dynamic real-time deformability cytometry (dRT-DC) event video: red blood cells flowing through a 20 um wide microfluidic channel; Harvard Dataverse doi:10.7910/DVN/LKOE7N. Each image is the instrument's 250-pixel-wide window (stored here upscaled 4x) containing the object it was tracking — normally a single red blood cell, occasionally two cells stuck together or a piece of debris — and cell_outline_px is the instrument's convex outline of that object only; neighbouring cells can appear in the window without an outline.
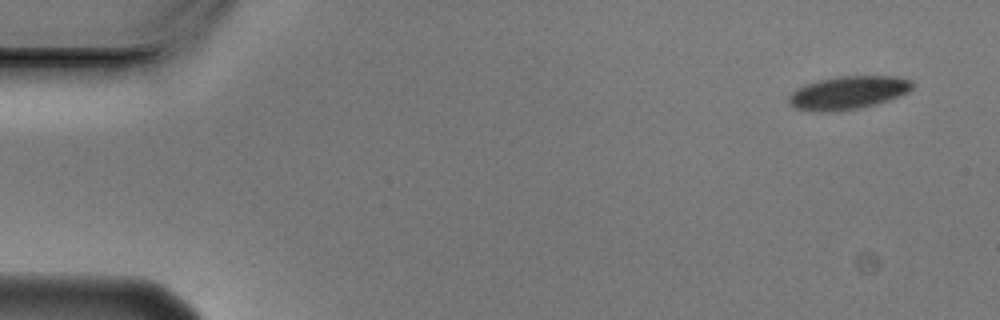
{"species": "Egyptian fruit bat (a non-hibernating species)", "species_latin": "Rousettus aegyptiacus", "temperature_condition": "cold", "stored_images_in_passage": 6, "camera_frame_rate_fps": 3000, "um_per_image_px": 0.085, "animal": {"sex": "male"}, "frame": {"image": 1, "passage_image": 1, "time_ms": 0.0, "image_size_px": [1000, 320], "cell_outline_px": [[912, 88], [908, 92], [888, 100], [876, 104], [860, 108], [836, 112], [812, 112], [792, 108], [788, 104], [788, 96], [796, 88], [804, 84], [820, 80], [840, 76], [896, 76], [912, 80]], "centroid_in_image_um": [72.03, 7.9], "position_along_channel_um": 13.0, "area_um2": 24.22}}
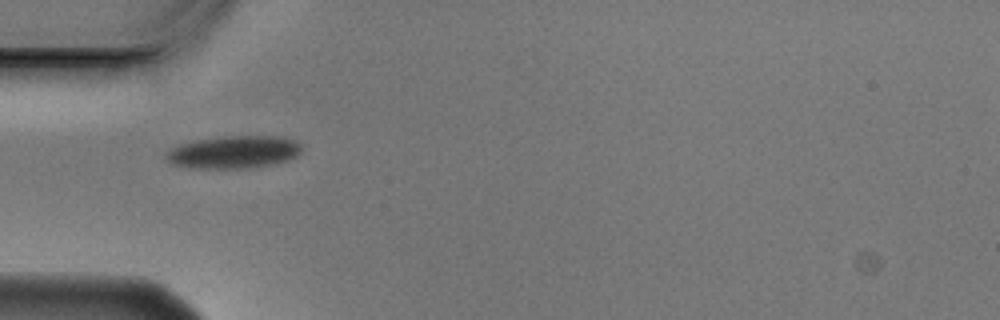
{"frame": {"image": 2, "passage_image": 5, "time_ms": 1.333, "image_size_px": [1000, 320], "cell_outline_px": [[300, 152], [296, 156], [288, 160], [272, 164], [248, 168], [192, 168], [172, 164], [164, 156], [172, 148], [180, 144], [192, 140], [224, 136], [284, 136], [296, 140], [300, 144]], "centroid_in_image_um": [19.87, 12.91], "position_along_channel_um": 65.1, "area_um2": 25.84}}
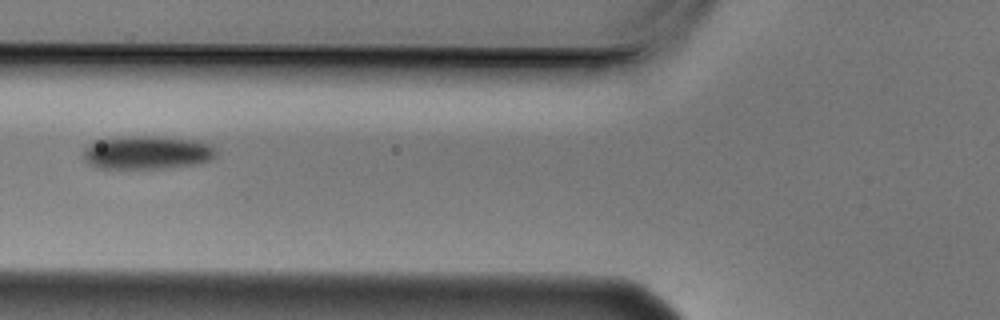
{"frame": {"image": 3, "passage_image": 6, "time_ms": 1.667, "image_size_px": [1000, 320], "cell_outline_px": [[216, 156], [212, 160], [196, 164], [164, 168], [96, 168], [88, 164], [84, 160], [84, 152], [96, 140], [124, 136], [156, 136], [200, 140], [216, 148]], "centroid_in_image_um": [12.55, 12.96], "position_along_channel_um": 113.3, "area_um2": 25.95}}